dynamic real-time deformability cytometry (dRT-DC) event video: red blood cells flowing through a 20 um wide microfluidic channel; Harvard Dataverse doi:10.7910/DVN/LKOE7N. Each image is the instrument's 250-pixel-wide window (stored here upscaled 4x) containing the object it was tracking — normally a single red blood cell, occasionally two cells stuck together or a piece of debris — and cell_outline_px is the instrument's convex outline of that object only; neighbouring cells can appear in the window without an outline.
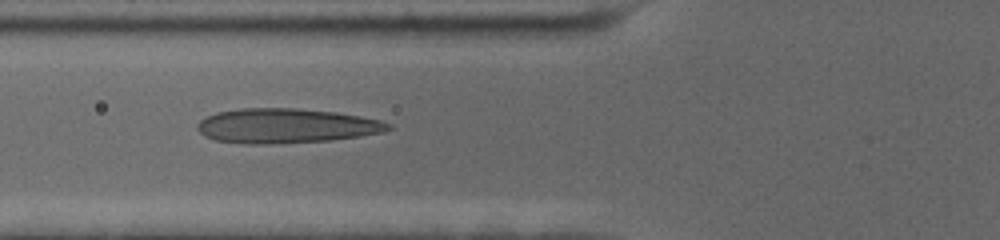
{"species": "human", "species_latin": "Homo sapiens", "temperature_condition": "cold", "stored_images_in_passage": 41, "camera_frame_rate_fps": 3000, "um_per_image_px": 0.085, "donor": {"sex": "female"}, "frame": {"image": 1, "passage_image": 6, "time_ms": 1.667, "image_size_px": [1000, 240], "cell_outline_px": [[392, 128], [384, 132], [360, 136], [332, 140], [268, 144], [244, 144], [216, 140], [204, 136], [196, 128], [196, 124], [200, 120], [216, 112], [240, 108], [296, 108], [336, 112], [360, 116], [380, 120], [392, 124]], "centroid_in_image_um": [24.31, 10.69], "position_along_channel_um": 101.5, "area_um2": 38.73}}
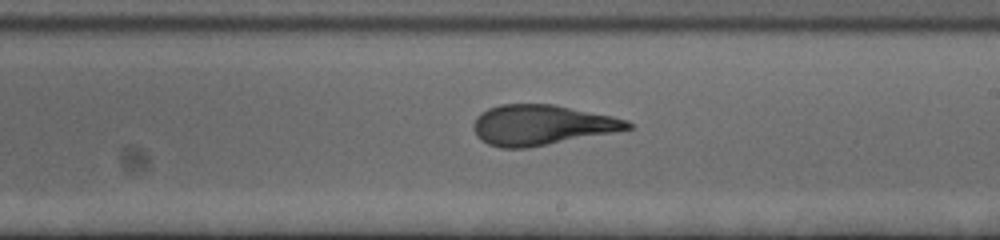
{"frame": {"image": 2, "passage_image": 18, "time_ms": 5.667, "image_size_px": [1000, 240], "cell_outline_px": [[632, 128], [612, 132], [528, 148], [500, 148], [488, 144], [480, 140], [476, 136], [472, 124], [476, 116], [480, 112], [488, 108], [500, 104], [552, 104], [612, 116], [628, 120], [632, 124]], "centroid_in_image_um": [45.96, 10.62], "position_along_channel_um": 243.0, "area_um2": 36.07}}
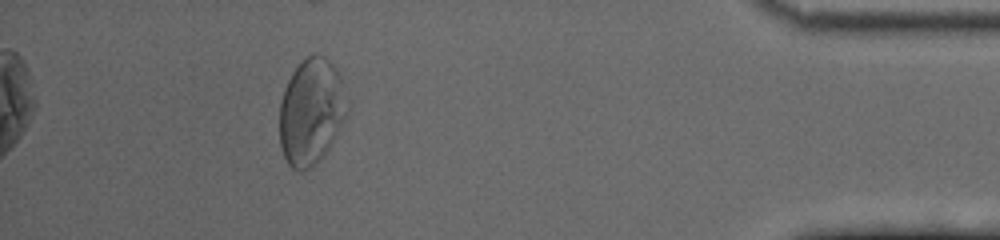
{"frame": {"image": 3, "passage_image": 36, "time_ms": 11.667, "image_size_px": [1000, 240], "cell_outline_px": [[348, 116], [324, 156], [312, 168], [300, 172], [292, 168], [288, 164], [284, 156], [280, 144], [280, 100], [284, 88], [292, 72], [308, 56], [316, 52], [324, 56], [336, 68], [340, 76], [348, 100]], "centroid_in_image_um": [26.48, 9.51], "position_along_channel_um": 408.7, "area_um2": 42.43}, "authors_computed_cell_mechanics": {"area_um2": 36.992, "velocity_mm_per_s": 3.5403, "shape_relaxation_time_tau1_ms": 6.7986, "shape_relaxation_time_tau2_ms": 0.9531, "deformation_change_tau1": 0.2671, "deformation_change_tau2": 0.096}}